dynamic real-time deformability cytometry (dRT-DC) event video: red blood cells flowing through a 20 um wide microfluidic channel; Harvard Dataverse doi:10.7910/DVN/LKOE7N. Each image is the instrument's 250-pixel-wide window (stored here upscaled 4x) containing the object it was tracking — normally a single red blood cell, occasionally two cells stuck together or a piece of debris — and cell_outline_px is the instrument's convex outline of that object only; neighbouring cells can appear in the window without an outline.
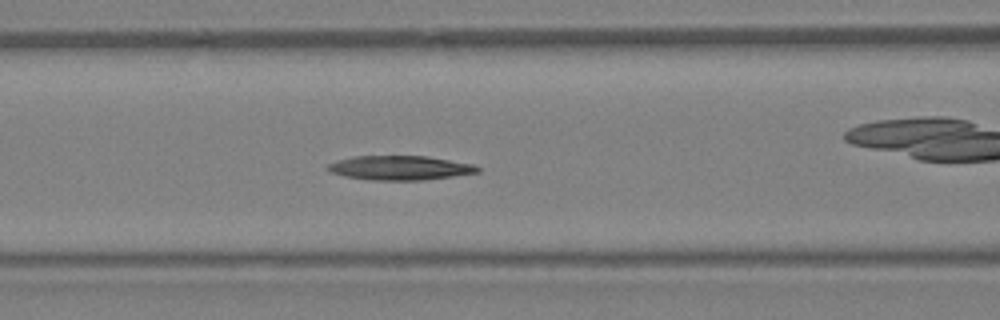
{"species": "Egyptian fruit bat (a non-hibernating species)", "species_latin": "Rousettus aegyptiacus", "temperature_condition": "warm", "stored_images_in_passage": 36, "camera_frame_rate_fps": 3000, "um_per_image_px": 0.085, "animal": {"sex": "female"}, "frame": {"image": 1, "passage_image": 11, "time_ms": 3.333, "image_size_px": [1000, 320], "cell_outline_px": [[480, 172], [424, 180], [368, 180], [344, 176], [328, 172], [324, 168], [328, 164], [336, 160], [352, 156], [428, 156], [472, 164], [480, 168]], "centroid_in_image_um": [33.92, 14.27], "position_along_channel_um": 132.7, "area_um2": 21.39}}
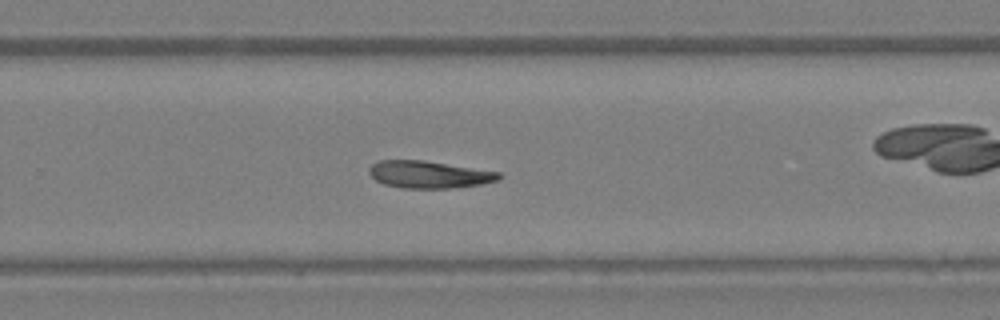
{"frame": {"image": 2, "passage_image": 21, "time_ms": 6.667, "image_size_px": [1000, 320], "cell_outline_px": [[504, 176], [500, 180], [480, 184], [452, 188], [400, 188], [384, 184], [376, 180], [368, 172], [368, 168], [372, 164], [380, 160], [424, 160], [500, 172]], "centroid_in_image_um": [36.48, 14.83], "position_along_channel_um": 293.3, "area_um2": 20.69}}
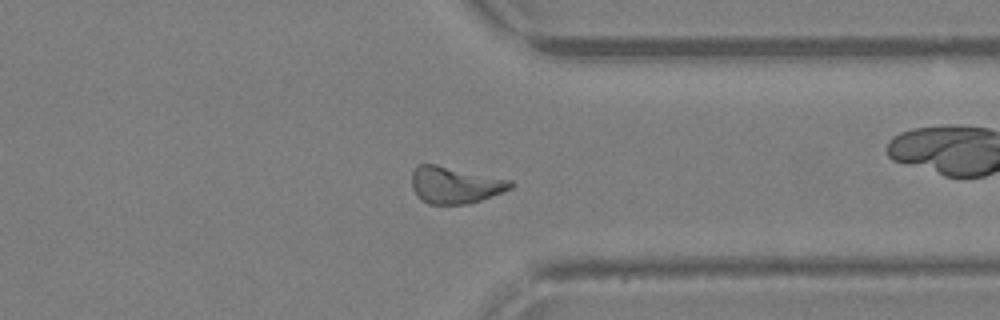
{"frame": {"image": 3, "passage_image": 26, "time_ms": 8.333, "image_size_px": [1000, 320], "cell_outline_px": [[516, 184], [512, 188], [480, 200], [468, 204], [428, 204], [420, 200], [416, 196], [412, 188], [412, 172], [416, 164], [436, 164], [512, 180]], "centroid_in_image_um": [38.65, 15.72], "position_along_channel_um": 372.8, "area_um2": 21.39}}